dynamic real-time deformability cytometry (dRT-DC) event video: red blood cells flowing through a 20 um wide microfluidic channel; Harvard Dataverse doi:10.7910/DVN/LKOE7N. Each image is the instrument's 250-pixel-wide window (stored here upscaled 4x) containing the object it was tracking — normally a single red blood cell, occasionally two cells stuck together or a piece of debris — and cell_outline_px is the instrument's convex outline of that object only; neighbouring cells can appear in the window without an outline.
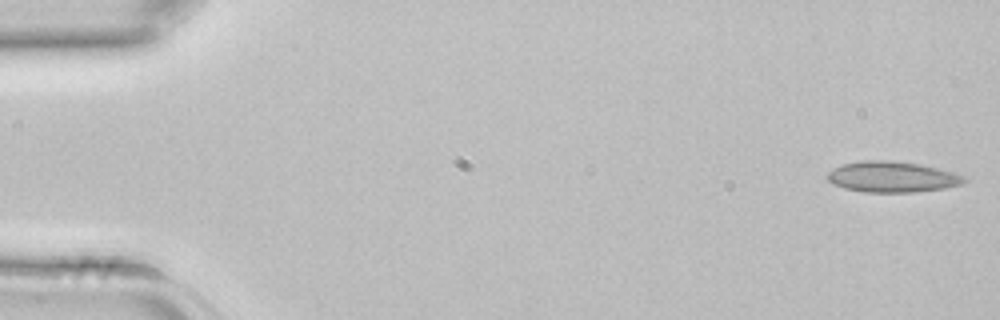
{"species": "common noctule bat (a hibernating species)", "species_latin": "Nyctalus noctula", "temperature_condition": "room temperature", "stored_images_in_passage": 43, "camera_frame_rate_fps": 3000, "um_per_image_px": 0.085, "animal": {"sex": "female", "body_mass_g": 22.7, "forearm_length_mm": 54.2}, "frame": {"image": 1, "passage_image": 1, "time_ms": 0.0, "image_size_px": [1000, 320], "cell_outline_px": [[968, 180], [964, 184], [944, 188], [916, 192], [864, 192], [844, 188], [832, 184], [824, 176], [828, 172], [840, 164], [860, 160], [888, 160], [920, 164], [952, 172], [964, 176]], "centroid_in_image_um": [75.79, 15.03], "position_along_channel_um": 9.2, "area_um2": 24.8}}
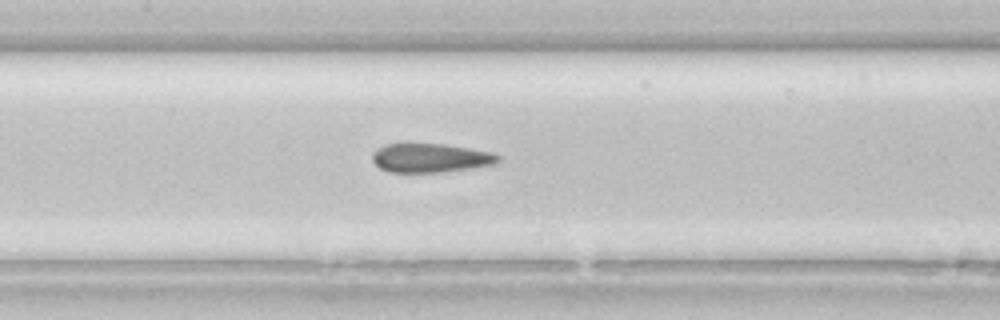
{"frame": {"image": 2, "passage_image": 20, "time_ms": 6.333, "image_size_px": [1000, 320], "cell_outline_px": [[500, 160], [492, 164], [472, 168], [444, 172], [388, 172], [380, 168], [372, 160], [372, 152], [384, 144], [444, 144], [492, 152], [500, 156]], "centroid_in_image_um": [36.57, 13.43], "position_along_channel_um": 170.8, "area_um2": 21.15}}
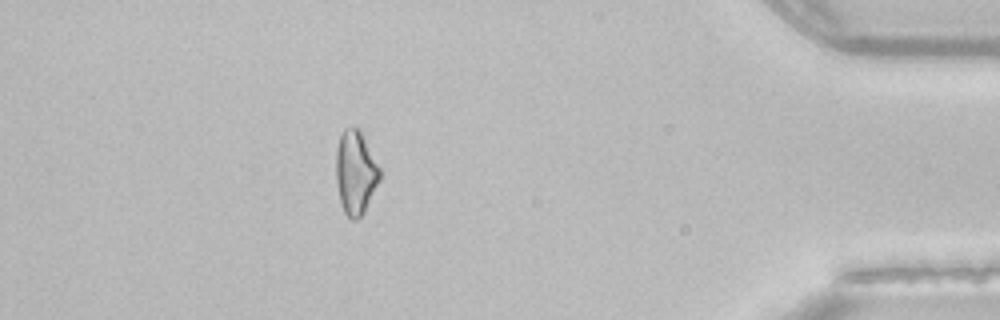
{"frame": {"image": 3, "passage_image": 38, "time_ms": 12.333, "image_size_px": [1000, 320], "cell_outline_px": [[380, 180], [364, 212], [356, 220], [352, 220], [344, 212], [340, 204], [336, 180], [336, 152], [340, 136], [344, 128], [352, 124], [360, 132], [380, 168]], "centroid_in_image_um": [30.2, 14.68], "position_along_channel_um": 405.0, "area_um2": 21.21}}